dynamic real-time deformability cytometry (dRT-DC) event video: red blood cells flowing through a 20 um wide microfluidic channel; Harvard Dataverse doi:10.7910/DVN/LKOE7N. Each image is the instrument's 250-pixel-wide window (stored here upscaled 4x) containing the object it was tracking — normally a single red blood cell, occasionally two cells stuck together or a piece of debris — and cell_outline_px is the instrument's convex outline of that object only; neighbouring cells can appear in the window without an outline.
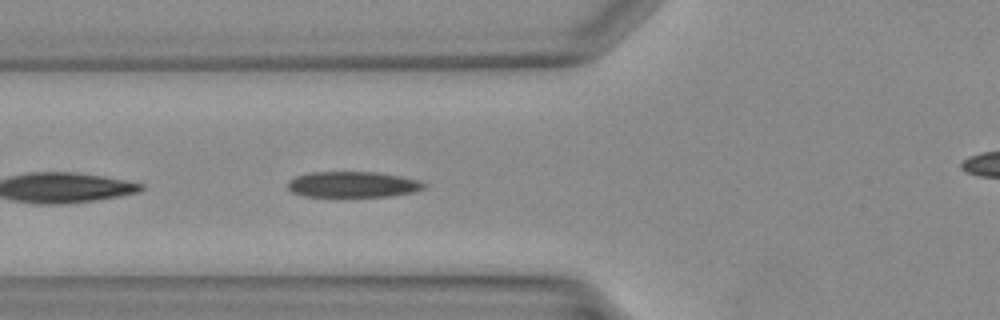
{"species": "Egyptian fruit bat (a non-hibernating species)", "species_latin": "Rousettus aegyptiacus", "temperature_condition": "warm", "stored_images_in_passage": 25, "camera_frame_rate_fps": 3000, "um_per_image_px": 0.085, "animal": {"sex": "female"}, "frame": {"image": 1, "passage_image": 11, "time_ms": 3.333, "image_size_px": [1000, 320], "cell_outline_px": [[428, 188], [416, 192], [388, 196], [304, 196], [292, 192], [288, 188], [288, 180], [296, 176], [312, 172], [376, 172], [400, 176], [420, 180], [428, 184]], "centroid_in_image_um": [30.06, 15.68], "position_along_channel_um": 95.7, "area_um2": 20.63}}
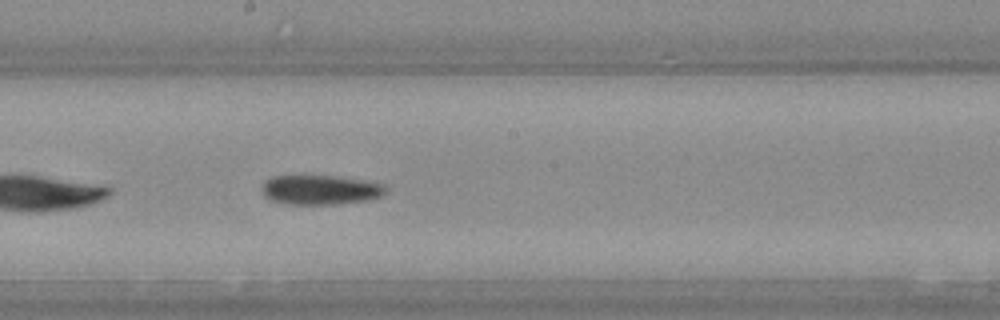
{"frame": {"image": 2, "passage_image": 18, "time_ms": 5.667, "image_size_px": [1000, 320], "cell_outline_px": [[388, 192], [380, 196], [368, 200], [336, 204], [288, 204], [272, 200], [264, 196], [264, 180], [272, 176], [340, 176], [368, 180], [384, 184], [388, 188]], "centroid_in_image_um": [27.31, 16.12], "position_along_channel_um": 220.9, "area_um2": 21.44}}